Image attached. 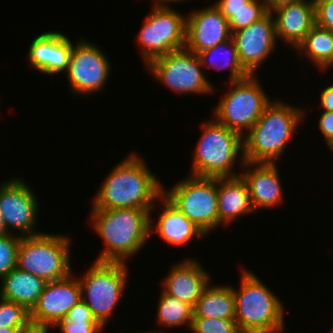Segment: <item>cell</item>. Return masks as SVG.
Here are the masks:
<instances>
[{"label": "cell", "mask_w": 333, "mask_h": 333, "mask_svg": "<svg viewBox=\"0 0 333 333\" xmlns=\"http://www.w3.org/2000/svg\"><path fill=\"white\" fill-rule=\"evenodd\" d=\"M201 125L202 133L192 153L189 175L209 178L239 176L234 167L238 162L240 165L245 162L243 137L213 120V117Z\"/></svg>", "instance_id": "obj_5"}, {"label": "cell", "mask_w": 333, "mask_h": 333, "mask_svg": "<svg viewBox=\"0 0 333 333\" xmlns=\"http://www.w3.org/2000/svg\"><path fill=\"white\" fill-rule=\"evenodd\" d=\"M192 333H241L235 320L193 318Z\"/></svg>", "instance_id": "obj_32"}, {"label": "cell", "mask_w": 333, "mask_h": 333, "mask_svg": "<svg viewBox=\"0 0 333 333\" xmlns=\"http://www.w3.org/2000/svg\"><path fill=\"white\" fill-rule=\"evenodd\" d=\"M156 177L145 159L131 152L104 178L91 209H154L163 195V183Z\"/></svg>", "instance_id": "obj_1"}, {"label": "cell", "mask_w": 333, "mask_h": 333, "mask_svg": "<svg viewBox=\"0 0 333 333\" xmlns=\"http://www.w3.org/2000/svg\"><path fill=\"white\" fill-rule=\"evenodd\" d=\"M197 54L186 47L151 60L146 68L170 91L180 94H214L213 84L202 71Z\"/></svg>", "instance_id": "obj_10"}, {"label": "cell", "mask_w": 333, "mask_h": 333, "mask_svg": "<svg viewBox=\"0 0 333 333\" xmlns=\"http://www.w3.org/2000/svg\"><path fill=\"white\" fill-rule=\"evenodd\" d=\"M153 7H171L170 4L182 3L183 1L189 0H153Z\"/></svg>", "instance_id": "obj_40"}, {"label": "cell", "mask_w": 333, "mask_h": 333, "mask_svg": "<svg viewBox=\"0 0 333 333\" xmlns=\"http://www.w3.org/2000/svg\"><path fill=\"white\" fill-rule=\"evenodd\" d=\"M307 1V0H306ZM319 1H321V0H308V2H311V3H313V4H316V3H318Z\"/></svg>", "instance_id": "obj_45"}, {"label": "cell", "mask_w": 333, "mask_h": 333, "mask_svg": "<svg viewBox=\"0 0 333 333\" xmlns=\"http://www.w3.org/2000/svg\"><path fill=\"white\" fill-rule=\"evenodd\" d=\"M300 0H264L266 3L268 11H272L275 8H278L279 6L294 3Z\"/></svg>", "instance_id": "obj_39"}, {"label": "cell", "mask_w": 333, "mask_h": 333, "mask_svg": "<svg viewBox=\"0 0 333 333\" xmlns=\"http://www.w3.org/2000/svg\"><path fill=\"white\" fill-rule=\"evenodd\" d=\"M320 104L323 111L333 112V84L322 89L320 94Z\"/></svg>", "instance_id": "obj_38"}, {"label": "cell", "mask_w": 333, "mask_h": 333, "mask_svg": "<svg viewBox=\"0 0 333 333\" xmlns=\"http://www.w3.org/2000/svg\"><path fill=\"white\" fill-rule=\"evenodd\" d=\"M315 24L333 32V0H321L315 4Z\"/></svg>", "instance_id": "obj_34"}, {"label": "cell", "mask_w": 333, "mask_h": 333, "mask_svg": "<svg viewBox=\"0 0 333 333\" xmlns=\"http://www.w3.org/2000/svg\"><path fill=\"white\" fill-rule=\"evenodd\" d=\"M31 328H0V333H24Z\"/></svg>", "instance_id": "obj_41"}, {"label": "cell", "mask_w": 333, "mask_h": 333, "mask_svg": "<svg viewBox=\"0 0 333 333\" xmlns=\"http://www.w3.org/2000/svg\"><path fill=\"white\" fill-rule=\"evenodd\" d=\"M165 188L163 196L205 235L219 227L217 178L189 175Z\"/></svg>", "instance_id": "obj_9"}, {"label": "cell", "mask_w": 333, "mask_h": 333, "mask_svg": "<svg viewBox=\"0 0 333 333\" xmlns=\"http://www.w3.org/2000/svg\"><path fill=\"white\" fill-rule=\"evenodd\" d=\"M250 1L251 0H217L213 2V5L228 20L230 19V11L244 9Z\"/></svg>", "instance_id": "obj_37"}, {"label": "cell", "mask_w": 333, "mask_h": 333, "mask_svg": "<svg viewBox=\"0 0 333 333\" xmlns=\"http://www.w3.org/2000/svg\"><path fill=\"white\" fill-rule=\"evenodd\" d=\"M37 194L22 178H11L0 184V213L9 230L21 237L38 235L36 231L39 202ZM12 229V230H11Z\"/></svg>", "instance_id": "obj_13"}, {"label": "cell", "mask_w": 333, "mask_h": 333, "mask_svg": "<svg viewBox=\"0 0 333 333\" xmlns=\"http://www.w3.org/2000/svg\"><path fill=\"white\" fill-rule=\"evenodd\" d=\"M50 329H42V328H31L29 331H26L24 333H49Z\"/></svg>", "instance_id": "obj_43"}, {"label": "cell", "mask_w": 333, "mask_h": 333, "mask_svg": "<svg viewBox=\"0 0 333 333\" xmlns=\"http://www.w3.org/2000/svg\"><path fill=\"white\" fill-rule=\"evenodd\" d=\"M205 287L194 307L193 318L235 320V299L232 286L213 285Z\"/></svg>", "instance_id": "obj_23"}, {"label": "cell", "mask_w": 333, "mask_h": 333, "mask_svg": "<svg viewBox=\"0 0 333 333\" xmlns=\"http://www.w3.org/2000/svg\"><path fill=\"white\" fill-rule=\"evenodd\" d=\"M128 272L126 263L94 260L88 271L78 278L82 301L103 327L107 325L123 297L129 278Z\"/></svg>", "instance_id": "obj_7"}, {"label": "cell", "mask_w": 333, "mask_h": 333, "mask_svg": "<svg viewBox=\"0 0 333 333\" xmlns=\"http://www.w3.org/2000/svg\"><path fill=\"white\" fill-rule=\"evenodd\" d=\"M141 57L145 66L153 59L181 49L186 44V14L174 7H151L137 33Z\"/></svg>", "instance_id": "obj_11"}, {"label": "cell", "mask_w": 333, "mask_h": 333, "mask_svg": "<svg viewBox=\"0 0 333 333\" xmlns=\"http://www.w3.org/2000/svg\"><path fill=\"white\" fill-rule=\"evenodd\" d=\"M153 211L137 208L91 209V228L106 244L95 261L126 263L128 258L136 256L150 239Z\"/></svg>", "instance_id": "obj_2"}, {"label": "cell", "mask_w": 333, "mask_h": 333, "mask_svg": "<svg viewBox=\"0 0 333 333\" xmlns=\"http://www.w3.org/2000/svg\"><path fill=\"white\" fill-rule=\"evenodd\" d=\"M47 282L36 305L30 311L33 328L52 329L63 320L69 310L82 300L78 277Z\"/></svg>", "instance_id": "obj_14"}, {"label": "cell", "mask_w": 333, "mask_h": 333, "mask_svg": "<svg viewBox=\"0 0 333 333\" xmlns=\"http://www.w3.org/2000/svg\"><path fill=\"white\" fill-rule=\"evenodd\" d=\"M219 225L228 226L241 216L256 213L251 205L248 187L239 175L217 178Z\"/></svg>", "instance_id": "obj_21"}, {"label": "cell", "mask_w": 333, "mask_h": 333, "mask_svg": "<svg viewBox=\"0 0 333 333\" xmlns=\"http://www.w3.org/2000/svg\"><path fill=\"white\" fill-rule=\"evenodd\" d=\"M20 240L19 232L0 236V280L17 267Z\"/></svg>", "instance_id": "obj_31"}, {"label": "cell", "mask_w": 333, "mask_h": 333, "mask_svg": "<svg viewBox=\"0 0 333 333\" xmlns=\"http://www.w3.org/2000/svg\"><path fill=\"white\" fill-rule=\"evenodd\" d=\"M67 36L50 31L49 75L64 74L68 70L73 43Z\"/></svg>", "instance_id": "obj_27"}, {"label": "cell", "mask_w": 333, "mask_h": 333, "mask_svg": "<svg viewBox=\"0 0 333 333\" xmlns=\"http://www.w3.org/2000/svg\"><path fill=\"white\" fill-rule=\"evenodd\" d=\"M256 77L255 74L239 81H229V91L213 109V118L241 137L258 121L272 101Z\"/></svg>", "instance_id": "obj_8"}, {"label": "cell", "mask_w": 333, "mask_h": 333, "mask_svg": "<svg viewBox=\"0 0 333 333\" xmlns=\"http://www.w3.org/2000/svg\"><path fill=\"white\" fill-rule=\"evenodd\" d=\"M231 38L235 42L241 65L250 75H255L278 44L272 13L269 11L248 27L233 32Z\"/></svg>", "instance_id": "obj_15"}, {"label": "cell", "mask_w": 333, "mask_h": 333, "mask_svg": "<svg viewBox=\"0 0 333 333\" xmlns=\"http://www.w3.org/2000/svg\"><path fill=\"white\" fill-rule=\"evenodd\" d=\"M197 55L202 68L229 69L230 82L242 80L250 75L241 65L235 42L232 38L201 51Z\"/></svg>", "instance_id": "obj_25"}, {"label": "cell", "mask_w": 333, "mask_h": 333, "mask_svg": "<svg viewBox=\"0 0 333 333\" xmlns=\"http://www.w3.org/2000/svg\"><path fill=\"white\" fill-rule=\"evenodd\" d=\"M239 289L233 288L235 321L241 333L285 332V307L280 298L252 271L240 270Z\"/></svg>", "instance_id": "obj_4"}, {"label": "cell", "mask_w": 333, "mask_h": 333, "mask_svg": "<svg viewBox=\"0 0 333 333\" xmlns=\"http://www.w3.org/2000/svg\"><path fill=\"white\" fill-rule=\"evenodd\" d=\"M50 31L35 37L27 52L30 66L45 75H49Z\"/></svg>", "instance_id": "obj_30"}, {"label": "cell", "mask_w": 333, "mask_h": 333, "mask_svg": "<svg viewBox=\"0 0 333 333\" xmlns=\"http://www.w3.org/2000/svg\"><path fill=\"white\" fill-rule=\"evenodd\" d=\"M141 333H163V332L161 330L160 331H158V330L154 331L153 330V331H148V332L144 330Z\"/></svg>", "instance_id": "obj_44"}, {"label": "cell", "mask_w": 333, "mask_h": 333, "mask_svg": "<svg viewBox=\"0 0 333 333\" xmlns=\"http://www.w3.org/2000/svg\"><path fill=\"white\" fill-rule=\"evenodd\" d=\"M59 328L60 333H101L104 327L99 322H77L61 320L54 329Z\"/></svg>", "instance_id": "obj_33"}, {"label": "cell", "mask_w": 333, "mask_h": 333, "mask_svg": "<svg viewBox=\"0 0 333 333\" xmlns=\"http://www.w3.org/2000/svg\"><path fill=\"white\" fill-rule=\"evenodd\" d=\"M0 281V297L24 306L29 312L47 284L44 279L18 267Z\"/></svg>", "instance_id": "obj_22"}, {"label": "cell", "mask_w": 333, "mask_h": 333, "mask_svg": "<svg viewBox=\"0 0 333 333\" xmlns=\"http://www.w3.org/2000/svg\"><path fill=\"white\" fill-rule=\"evenodd\" d=\"M240 176L246 182L255 212L283 203V188L276 163L244 162Z\"/></svg>", "instance_id": "obj_17"}, {"label": "cell", "mask_w": 333, "mask_h": 333, "mask_svg": "<svg viewBox=\"0 0 333 333\" xmlns=\"http://www.w3.org/2000/svg\"><path fill=\"white\" fill-rule=\"evenodd\" d=\"M156 313V323L163 328L171 329V327L187 326L191 330L194 308L188 303L165 293L163 290L161 291Z\"/></svg>", "instance_id": "obj_26"}, {"label": "cell", "mask_w": 333, "mask_h": 333, "mask_svg": "<svg viewBox=\"0 0 333 333\" xmlns=\"http://www.w3.org/2000/svg\"><path fill=\"white\" fill-rule=\"evenodd\" d=\"M329 333H333V326H332L331 330L329 331Z\"/></svg>", "instance_id": "obj_46"}, {"label": "cell", "mask_w": 333, "mask_h": 333, "mask_svg": "<svg viewBox=\"0 0 333 333\" xmlns=\"http://www.w3.org/2000/svg\"><path fill=\"white\" fill-rule=\"evenodd\" d=\"M199 262L197 259L184 258L172 266L162 281L165 293L188 303L193 308L211 280V273Z\"/></svg>", "instance_id": "obj_18"}, {"label": "cell", "mask_w": 333, "mask_h": 333, "mask_svg": "<svg viewBox=\"0 0 333 333\" xmlns=\"http://www.w3.org/2000/svg\"><path fill=\"white\" fill-rule=\"evenodd\" d=\"M186 15L185 47L195 54L232 37L228 20L213 3Z\"/></svg>", "instance_id": "obj_16"}, {"label": "cell", "mask_w": 333, "mask_h": 333, "mask_svg": "<svg viewBox=\"0 0 333 333\" xmlns=\"http://www.w3.org/2000/svg\"><path fill=\"white\" fill-rule=\"evenodd\" d=\"M296 52L309 58L320 72H326L333 66V32L315 24Z\"/></svg>", "instance_id": "obj_24"}, {"label": "cell", "mask_w": 333, "mask_h": 333, "mask_svg": "<svg viewBox=\"0 0 333 333\" xmlns=\"http://www.w3.org/2000/svg\"><path fill=\"white\" fill-rule=\"evenodd\" d=\"M264 0H251L244 9L230 11L229 28L231 33L246 28L268 13Z\"/></svg>", "instance_id": "obj_29"}, {"label": "cell", "mask_w": 333, "mask_h": 333, "mask_svg": "<svg viewBox=\"0 0 333 333\" xmlns=\"http://www.w3.org/2000/svg\"><path fill=\"white\" fill-rule=\"evenodd\" d=\"M107 57L98 45L86 39L81 38L73 44L65 74L74 95L87 97L105 88L112 67Z\"/></svg>", "instance_id": "obj_12"}, {"label": "cell", "mask_w": 333, "mask_h": 333, "mask_svg": "<svg viewBox=\"0 0 333 333\" xmlns=\"http://www.w3.org/2000/svg\"><path fill=\"white\" fill-rule=\"evenodd\" d=\"M69 236L40 233L21 237L17 267L46 282L62 280L72 273Z\"/></svg>", "instance_id": "obj_6"}, {"label": "cell", "mask_w": 333, "mask_h": 333, "mask_svg": "<svg viewBox=\"0 0 333 333\" xmlns=\"http://www.w3.org/2000/svg\"><path fill=\"white\" fill-rule=\"evenodd\" d=\"M64 319L66 321H72L74 323L98 322L93 316L92 311L82 300L69 310Z\"/></svg>", "instance_id": "obj_35"}, {"label": "cell", "mask_w": 333, "mask_h": 333, "mask_svg": "<svg viewBox=\"0 0 333 333\" xmlns=\"http://www.w3.org/2000/svg\"><path fill=\"white\" fill-rule=\"evenodd\" d=\"M317 125L325 138L327 147L333 152V112L322 111Z\"/></svg>", "instance_id": "obj_36"}, {"label": "cell", "mask_w": 333, "mask_h": 333, "mask_svg": "<svg viewBox=\"0 0 333 333\" xmlns=\"http://www.w3.org/2000/svg\"><path fill=\"white\" fill-rule=\"evenodd\" d=\"M159 200L163 209L157 221H154L156 223H152L153 218H150V235L157 233L163 241L173 246L184 245L191 239H201L206 236L163 195Z\"/></svg>", "instance_id": "obj_20"}, {"label": "cell", "mask_w": 333, "mask_h": 333, "mask_svg": "<svg viewBox=\"0 0 333 333\" xmlns=\"http://www.w3.org/2000/svg\"><path fill=\"white\" fill-rule=\"evenodd\" d=\"M271 13L277 41L281 39L295 49L315 25V4L306 0L279 6Z\"/></svg>", "instance_id": "obj_19"}, {"label": "cell", "mask_w": 333, "mask_h": 333, "mask_svg": "<svg viewBox=\"0 0 333 333\" xmlns=\"http://www.w3.org/2000/svg\"><path fill=\"white\" fill-rule=\"evenodd\" d=\"M10 233L11 232H9V230L7 229V227L4 223L3 217L0 213V236H4V235L10 234Z\"/></svg>", "instance_id": "obj_42"}, {"label": "cell", "mask_w": 333, "mask_h": 333, "mask_svg": "<svg viewBox=\"0 0 333 333\" xmlns=\"http://www.w3.org/2000/svg\"><path fill=\"white\" fill-rule=\"evenodd\" d=\"M306 109L272 100L261 117L243 136V157L251 163H277L287 149L294 131L305 120Z\"/></svg>", "instance_id": "obj_3"}, {"label": "cell", "mask_w": 333, "mask_h": 333, "mask_svg": "<svg viewBox=\"0 0 333 333\" xmlns=\"http://www.w3.org/2000/svg\"><path fill=\"white\" fill-rule=\"evenodd\" d=\"M32 328L30 312L22 305L0 297V328Z\"/></svg>", "instance_id": "obj_28"}]
</instances>
